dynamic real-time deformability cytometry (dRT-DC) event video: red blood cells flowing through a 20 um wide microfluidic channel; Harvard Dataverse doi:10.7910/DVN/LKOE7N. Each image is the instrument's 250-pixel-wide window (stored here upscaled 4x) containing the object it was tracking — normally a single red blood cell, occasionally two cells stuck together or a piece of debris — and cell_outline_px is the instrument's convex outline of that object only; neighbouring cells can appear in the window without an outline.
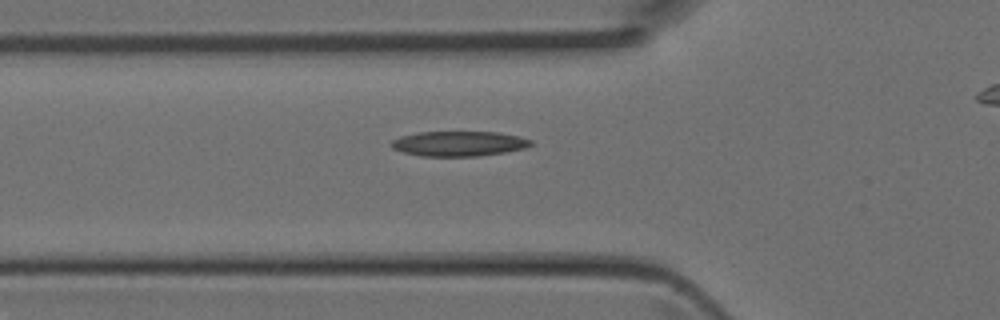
{"species": "Egyptian fruit bat (a non-hibernating species)", "species_latin": "Rousettus aegyptiacus", "temperature_condition": "room temperature", "stored_images_in_passage": 28, "camera_frame_rate_fps": 3000, "um_per_image_px": 0.085, "animal": {"sex": "female"}, "frame": {"image": 1, "passage_image": 4, "time_ms": 1.0, "image_size_px": [1000, 320], "cell_outline_px": [[532, 144], [524, 148], [504, 152], [480, 156], [420, 156], [404, 152], [392, 148], [392, 140], [400, 136], [420, 132], [500, 132], [532, 140]], "centroid_in_image_um": [38.99, 12.21], "position_along_channel_um": 86.8, "area_um2": 20.17}}
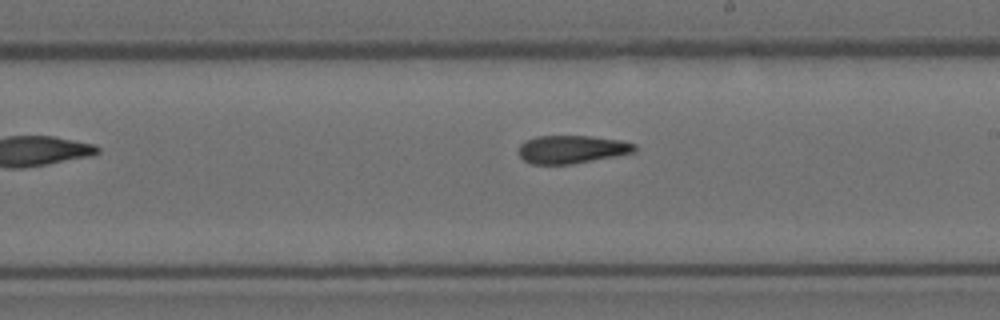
{"frame": {"image": 2, "passage_image": 14, "time_ms": 4.333, "image_size_px": [1000, 320], "cell_outline_px": [[636, 152], [572, 164], [532, 164], [524, 160], [520, 156], [520, 144], [524, 140], [536, 136], [592, 136], [624, 140], [636, 144]], "centroid_in_image_um": [48.63, 12.68], "position_along_channel_um": 240.4, "area_um2": 19.07}}
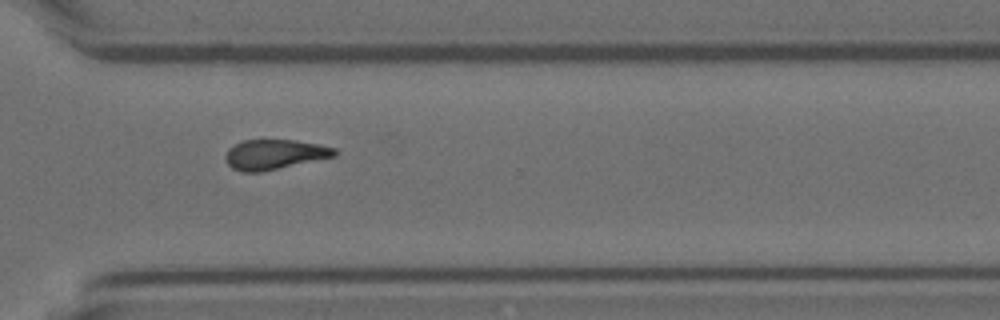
{"frame": {"image": 3, "passage_image": 21, "time_ms": 6.667, "image_size_px": [1000, 320], "cell_outline_px": [[336, 156], [260, 172], [244, 172], [232, 168], [228, 164], [224, 156], [228, 148], [244, 140], [296, 140], [320, 144], [336, 148]], "centroid_in_image_um": [23.33, 13.12], "position_along_channel_um": 347.3, "area_um2": 18.96}}